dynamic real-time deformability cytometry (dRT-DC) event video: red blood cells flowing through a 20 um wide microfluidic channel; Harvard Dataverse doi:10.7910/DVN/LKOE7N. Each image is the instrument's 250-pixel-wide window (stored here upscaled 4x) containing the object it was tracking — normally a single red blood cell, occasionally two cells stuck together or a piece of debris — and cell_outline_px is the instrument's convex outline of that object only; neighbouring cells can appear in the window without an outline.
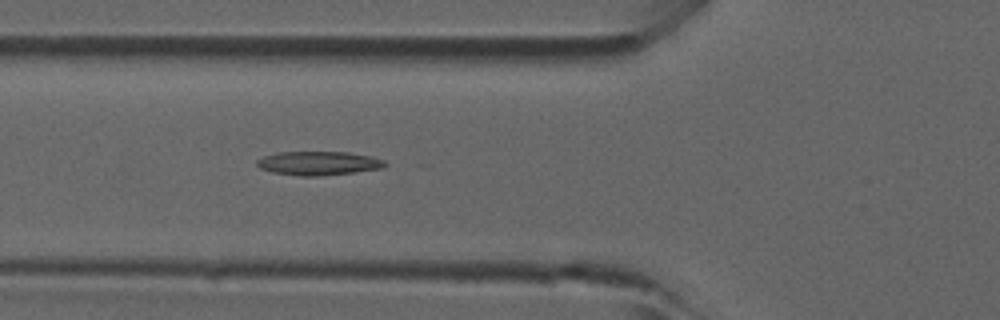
{"species": "common noctule bat (a hibernating species)", "species_latin": "Nyctalus noctula", "temperature_condition": "room temperature", "stored_images_in_passage": 47, "camera_frame_rate_fps": 3000, "um_per_image_px": 0.085, "animal": {"sex": "male", "forearm_length_mm": 52.5}, "frame": {"image": 1, "passage_image": 17, "time_ms": 5.333, "image_size_px": [1000, 320], "cell_outline_px": [[388, 164], [384, 168], [352, 172], [316, 176], [300, 176], [272, 172], [260, 168], [256, 164], [256, 160], [264, 156], [276, 152], [348, 152], [372, 156], [384, 160]], "centroid_in_image_um": [27.08, 13.87], "position_along_channel_um": 98.7, "area_um2": 17.8}}
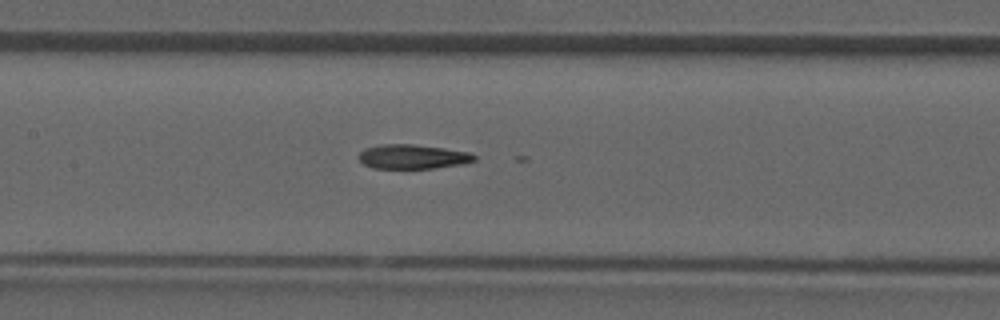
{"frame": {"image": 2, "passage_image": 22, "time_ms": 7.0, "image_size_px": [1000, 320], "cell_outline_px": [[476, 160], [464, 164], [432, 168], [372, 168], [364, 164], [356, 156], [364, 148], [380, 144], [412, 144], [444, 148], [468, 152], [476, 156]], "centroid_in_image_um": [35.05, 13.31], "position_along_channel_um": 172.4, "area_um2": 16.47}}